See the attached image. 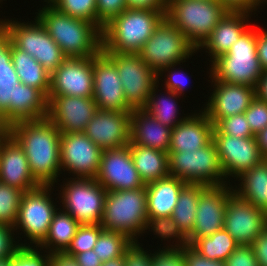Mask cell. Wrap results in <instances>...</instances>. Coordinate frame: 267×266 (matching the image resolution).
<instances>
[{
  "mask_svg": "<svg viewBox=\"0 0 267 266\" xmlns=\"http://www.w3.org/2000/svg\"><path fill=\"white\" fill-rule=\"evenodd\" d=\"M228 184L204 186L199 192L195 222L187 236L191 245L196 239L211 236L224 228L225 208L233 186Z\"/></svg>",
  "mask_w": 267,
  "mask_h": 266,
  "instance_id": "5bb4252c",
  "label": "cell"
},
{
  "mask_svg": "<svg viewBox=\"0 0 267 266\" xmlns=\"http://www.w3.org/2000/svg\"><path fill=\"white\" fill-rule=\"evenodd\" d=\"M2 28H3V19L0 20V29H2Z\"/></svg>",
  "mask_w": 267,
  "mask_h": 266,
  "instance_id": "a7ac6f4b",
  "label": "cell"
},
{
  "mask_svg": "<svg viewBox=\"0 0 267 266\" xmlns=\"http://www.w3.org/2000/svg\"><path fill=\"white\" fill-rule=\"evenodd\" d=\"M139 242L133 244L125 252V266H152V253L144 250ZM147 251V252H146Z\"/></svg>",
  "mask_w": 267,
  "mask_h": 266,
  "instance_id": "f907efd6",
  "label": "cell"
},
{
  "mask_svg": "<svg viewBox=\"0 0 267 266\" xmlns=\"http://www.w3.org/2000/svg\"><path fill=\"white\" fill-rule=\"evenodd\" d=\"M11 43L9 34L4 28L0 29V70L10 69V63H13L11 59Z\"/></svg>",
  "mask_w": 267,
  "mask_h": 266,
  "instance_id": "f5cc1de1",
  "label": "cell"
},
{
  "mask_svg": "<svg viewBox=\"0 0 267 266\" xmlns=\"http://www.w3.org/2000/svg\"><path fill=\"white\" fill-rule=\"evenodd\" d=\"M42 253L35 247H21L10 258L9 266H50L51 254Z\"/></svg>",
  "mask_w": 267,
  "mask_h": 266,
  "instance_id": "7bdbcfd3",
  "label": "cell"
},
{
  "mask_svg": "<svg viewBox=\"0 0 267 266\" xmlns=\"http://www.w3.org/2000/svg\"><path fill=\"white\" fill-rule=\"evenodd\" d=\"M204 186L203 184L187 183L179 193L177 204L171 215L186 236L193 230L199 192Z\"/></svg>",
  "mask_w": 267,
  "mask_h": 266,
  "instance_id": "836d02e7",
  "label": "cell"
},
{
  "mask_svg": "<svg viewBox=\"0 0 267 266\" xmlns=\"http://www.w3.org/2000/svg\"><path fill=\"white\" fill-rule=\"evenodd\" d=\"M152 266H185L184 248H159L152 253Z\"/></svg>",
  "mask_w": 267,
  "mask_h": 266,
  "instance_id": "c3c4849f",
  "label": "cell"
},
{
  "mask_svg": "<svg viewBox=\"0 0 267 266\" xmlns=\"http://www.w3.org/2000/svg\"><path fill=\"white\" fill-rule=\"evenodd\" d=\"M131 112L97 110L85 135L102 150L125 147L130 142Z\"/></svg>",
  "mask_w": 267,
  "mask_h": 266,
  "instance_id": "7402d4cb",
  "label": "cell"
},
{
  "mask_svg": "<svg viewBox=\"0 0 267 266\" xmlns=\"http://www.w3.org/2000/svg\"><path fill=\"white\" fill-rule=\"evenodd\" d=\"M34 19L35 21L30 23L4 19L3 28L18 49L34 57L49 74H52L67 57L40 21L36 17Z\"/></svg>",
  "mask_w": 267,
  "mask_h": 266,
  "instance_id": "30bf717a",
  "label": "cell"
},
{
  "mask_svg": "<svg viewBox=\"0 0 267 266\" xmlns=\"http://www.w3.org/2000/svg\"><path fill=\"white\" fill-rule=\"evenodd\" d=\"M226 266H259L251 245H238L225 261Z\"/></svg>",
  "mask_w": 267,
  "mask_h": 266,
  "instance_id": "681fc988",
  "label": "cell"
},
{
  "mask_svg": "<svg viewBox=\"0 0 267 266\" xmlns=\"http://www.w3.org/2000/svg\"><path fill=\"white\" fill-rule=\"evenodd\" d=\"M0 182L24 192L40 185L30 172L24 150L6 130L0 132Z\"/></svg>",
  "mask_w": 267,
  "mask_h": 266,
  "instance_id": "603a6c76",
  "label": "cell"
},
{
  "mask_svg": "<svg viewBox=\"0 0 267 266\" xmlns=\"http://www.w3.org/2000/svg\"><path fill=\"white\" fill-rule=\"evenodd\" d=\"M14 232V227L0 224V260L13 257L21 247H24L23 243H18L20 240H15Z\"/></svg>",
  "mask_w": 267,
  "mask_h": 266,
  "instance_id": "7dc6e473",
  "label": "cell"
},
{
  "mask_svg": "<svg viewBox=\"0 0 267 266\" xmlns=\"http://www.w3.org/2000/svg\"><path fill=\"white\" fill-rule=\"evenodd\" d=\"M20 83L15 66L0 70V127L6 130L14 123L15 86Z\"/></svg>",
  "mask_w": 267,
  "mask_h": 266,
  "instance_id": "d590c367",
  "label": "cell"
},
{
  "mask_svg": "<svg viewBox=\"0 0 267 266\" xmlns=\"http://www.w3.org/2000/svg\"><path fill=\"white\" fill-rule=\"evenodd\" d=\"M73 259L79 266H102V261L93 250L78 253Z\"/></svg>",
  "mask_w": 267,
  "mask_h": 266,
  "instance_id": "6f0895ef",
  "label": "cell"
},
{
  "mask_svg": "<svg viewBox=\"0 0 267 266\" xmlns=\"http://www.w3.org/2000/svg\"><path fill=\"white\" fill-rule=\"evenodd\" d=\"M169 153L170 176L192 184H229L221 168L213 140L198 150Z\"/></svg>",
  "mask_w": 267,
  "mask_h": 266,
  "instance_id": "9c48e42d",
  "label": "cell"
},
{
  "mask_svg": "<svg viewBox=\"0 0 267 266\" xmlns=\"http://www.w3.org/2000/svg\"><path fill=\"white\" fill-rule=\"evenodd\" d=\"M259 266H267V227L251 244Z\"/></svg>",
  "mask_w": 267,
  "mask_h": 266,
  "instance_id": "db71d44e",
  "label": "cell"
},
{
  "mask_svg": "<svg viewBox=\"0 0 267 266\" xmlns=\"http://www.w3.org/2000/svg\"><path fill=\"white\" fill-rule=\"evenodd\" d=\"M11 59L22 84L39 89L46 97L50 90V76L43 66L27 52L10 44Z\"/></svg>",
  "mask_w": 267,
  "mask_h": 266,
  "instance_id": "f546056e",
  "label": "cell"
},
{
  "mask_svg": "<svg viewBox=\"0 0 267 266\" xmlns=\"http://www.w3.org/2000/svg\"><path fill=\"white\" fill-rule=\"evenodd\" d=\"M48 115L47 97L37 88L22 84L15 86L14 123L43 119Z\"/></svg>",
  "mask_w": 267,
  "mask_h": 266,
  "instance_id": "4dcf8cb0",
  "label": "cell"
},
{
  "mask_svg": "<svg viewBox=\"0 0 267 266\" xmlns=\"http://www.w3.org/2000/svg\"><path fill=\"white\" fill-rule=\"evenodd\" d=\"M175 66L177 65H172L169 67H165L159 74H158V82L161 80L160 77H162V75H164L163 73H167V75L165 74L164 77H167L166 79H164L165 82L164 83V89H168L171 90L173 92H175L178 95H184L183 92H185V83L188 84L187 82V75L183 72V71H177V69L175 68ZM175 69V70H174ZM173 70V71H172ZM177 71V72H176ZM180 72V73H179ZM186 76V77H184Z\"/></svg>",
  "mask_w": 267,
  "mask_h": 266,
  "instance_id": "bcb514c9",
  "label": "cell"
},
{
  "mask_svg": "<svg viewBox=\"0 0 267 266\" xmlns=\"http://www.w3.org/2000/svg\"><path fill=\"white\" fill-rule=\"evenodd\" d=\"M187 183L167 176L145 185L148 217H168L174 212L179 193Z\"/></svg>",
  "mask_w": 267,
  "mask_h": 266,
  "instance_id": "4316f807",
  "label": "cell"
},
{
  "mask_svg": "<svg viewBox=\"0 0 267 266\" xmlns=\"http://www.w3.org/2000/svg\"><path fill=\"white\" fill-rule=\"evenodd\" d=\"M185 266H226L225 262L213 261L196 252L190 245L184 247Z\"/></svg>",
  "mask_w": 267,
  "mask_h": 266,
  "instance_id": "816d5d0a",
  "label": "cell"
},
{
  "mask_svg": "<svg viewBox=\"0 0 267 266\" xmlns=\"http://www.w3.org/2000/svg\"><path fill=\"white\" fill-rule=\"evenodd\" d=\"M228 12L219 0H169L165 17L198 49Z\"/></svg>",
  "mask_w": 267,
  "mask_h": 266,
  "instance_id": "277c9868",
  "label": "cell"
},
{
  "mask_svg": "<svg viewBox=\"0 0 267 266\" xmlns=\"http://www.w3.org/2000/svg\"><path fill=\"white\" fill-rule=\"evenodd\" d=\"M57 0H44L46 2L47 6H53Z\"/></svg>",
  "mask_w": 267,
  "mask_h": 266,
  "instance_id": "003e7915",
  "label": "cell"
},
{
  "mask_svg": "<svg viewBox=\"0 0 267 266\" xmlns=\"http://www.w3.org/2000/svg\"><path fill=\"white\" fill-rule=\"evenodd\" d=\"M52 187L53 184H40L24 192L14 226L16 233L20 229L19 231L24 232V237L30 240V244L26 242L24 247L37 248L48 234L53 216L59 210L50 196L54 190Z\"/></svg>",
  "mask_w": 267,
  "mask_h": 266,
  "instance_id": "ba28073f",
  "label": "cell"
},
{
  "mask_svg": "<svg viewBox=\"0 0 267 266\" xmlns=\"http://www.w3.org/2000/svg\"><path fill=\"white\" fill-rule=\"evenodd\" d=\"M6 131L24 150L34 178L40 184L55 185L62 174L59 151L61 133L57 127L45 117L18 121Z\"/></svg>",
  "mask_w": 267,
  "mask_h": 266,
  "instance_id": "6da1fadb",
  "label": "cell"
},
{
  "mask_svg": "<svg viewBox=\"0 0 267 266\" xmlns=\"http://www.w3.org/2000/svg\"><path fill=\"white\" fill-rule=\"evenodd\" d=\"M53 6L64 14L97 26L96 0H57Z\"/></svg>",
  "mask_w": 267,
  "mask_h": 266,
  "instance_id": "60d3db41",
  "label": "cell"
},
{
  "mask_svg": "<svg viewBox=\"0 0 267 266\" xmlns=\"http://www.w3.org/2000/svg\"><path fill=\"white\" fill-rule=\"evenodd\" d=\"M24 191L0 182V224L15 226Z\"/></svg>",
  "mask_w": 267,
  "mask_h": 266,
  "instance_id": "f35d334b",
  "label": "cell"
},
{
  "mask_svg": "<svg viewBox=\"0 0 267 266\" xmlns=\"http://www.w3.org/2000/svg\"><path fill=\"white\" fill-rule=\"evenodd\" d=\"M47 100V118L60 133L84 132L98 110L92 97L48 95Z\"/></svg>",
  "mask_w": 267,
  "mask_h": 266,
  "instance_id": "d6986e66",
  "label": "cell"
},
{
  "mask_svg": "<svg viewBox=\"0 0 267 266\" xmlns=\"http://www.w3.org/2000/svg\"><path fill=\"white\" fill-rule=\"evenodd\" d=\"M255 137L263 158L267 160V127L256 134Z\"/></svg>",
  "mask_w": 267,
  "mask_h": 266,
  "instance_id": "6125c7cd",
  "label": "cell"
},
{
  "mask_svg": "<svg viewBox=\"0 0 267 266\" xmlns=\"http://www.w3.org/2000/svg\"><path fill=\"white\" fill-rule=\"evenodd\" d=\"M164 17L165 9H125L104 25L101 51L138 53Z\"/></svg>",
  "mask_w": 267,
  "mask_h": 266,
  "instance_id": "3957f363",
  "label": "cell"
},
{
  "mask_svg": "<svg viewBox=\"0 0 267 266\" xmlns=\"http://www.w3.org/2000/svg\"><path fill=\"white\" fill-rule=\"evenodd\" d=\"M159 85L158 82L152 89L147 104L143 109L151 114L158 122L172 129L185 120L189 115L178 117L181 113H179V110L177 109V99L181 96L168 89L165 90L167 91L165 94L160 92V96L157 94L158 91H160L158 89Z\"/></svg>",
  "mask_w": 267,
  "mask_h": 266,
  "instance_id": "d6a6232c",
  "label": "cell"
},
{
  "mask_svg": "<svg viewBox=\"0 0 267 266\" xmlns=\"http://www.w3.org/2000/svg\"><path fill=\"white\" fill-rule=\"evenodd\" d=\"M127 8L126 0H96L97 27L102 31L104 25Z\"/></svg>",
  "mask_w": 267,
  "mask_h": 266,
  "instance_id": "ee69618b",
  "label": "cell"
},
{
  "mask_svg": "<svg viewBox=\"0 0 267 266\" xmlns=\"http://www.w3.org/2000/svg\"><path fill=\"white\" fill-rule=\"evenodd\" d=\"M267 227V212L238 197L229 196L225 208L224 229L238 245H251Z\"/></svg>",
  "mask_w": 267,
  "mask_h": 266,
  "instance_id": "e0dca14e",
  "label": "cell"
},
{
  "mask_svg": "<svg viewBox=\"0 0 267 266\" xmlns=\"http://www.w3.org/2000/svg\"><path fill=\"white\" fill-rule=\"evenodd\" d=\"M257 56L263 71L267 70V29L256 27Z\"/></svg>",
  "mask_w": 267,
  "mask_h": 266,
  "instance_id": "11a10c76",
  "label": "cell"
},
{
  "mask_svg": "<svg viewBox=\"0 0 267 266\" xmlns=\"http://www.w3.org/2000/svg\"><path fill=\"white\" fill-rule=\"evenodd\" d=\"M197 48L166 17L157 25L138 54L157 75L172 65L183 64Z\"/></svg>",
  "mask_w": 267,
  "mask_h": 266,
  "instance_id": "52a82bcc",
  "label": "cell"
},
{
  "mask_svg": "<svg viewBox=\"0 0 267 266\" xmlns=\"http://www.w3.org/2000/svg\"><path fill=\"white\" fill-rule=\"evenodd\" d=\"M103 53L116 66L127 104L132 109H143L152 89L158 83V75L138 53Z\"/></svg>",
  "mask_w": 267,
  "mask_h": 266,
  "instance_id": "7c38bea8",
  "label": "cell"
},
{
  "mask_svg": "<svg viewBox=\"0 0 267 266\" xmlns=\"http://www.w3.org/2000/svg\"><path fill=\"white\" fill-rule=\"evenodd\" d=\"M10 258L0 260V266H9Z\"/></svg>",
  "mask_w": 267,
  "mask_h": 266,
  "instance_id": "03108f58",
  "label": "cell"
},
{
  "mask_svg": "<svg viewBox=\"0 0 267 266\" xmlns=\"http://www.w3.org/2000/svg\"><path fill=\"white\" fill-rule=\"evenodd\" d=\"M212 134H225L238 138L255 137L244 113L220 119L214 125Z\"/></svg>",
  "mask_w": 267,
  "mask_h": 266,
  "instance_id": "b9f144b4",
  "label": "cell"
},
{
  "mask_svg": "<svg viewBox=\"0 0 267 266\" xmlns=\"http://www.w3.org/2000/svg\"><path fill=\"white\" fill-rule=\"evenodd\" d=\"M225 179L237 178L244 171L261 163L264 158L256 137L238 138L225 134H212Z\"/></svg>",
  "mask_w": 267,
  "mask_h": 266,
  "instance_id": "9a60e30c",
  "label": "cell"
},
{
  "mask_svg": "<svg viewBox=\"0 0 267 266\" xmlns=\"http://www.w3.org/2000/svg\"><path fill=\"white\" fill-rule=\"evenodd\" d=\"M213 92L203 111L215 125L220 119L244 113L255 99V88L247 85L221 82L209 75Z\"/></svg>",
  "mask_w": 267,
  "mask_h": 266,
  "instance_id": "44dd1931",
  "label": "cell"
},
{
  "mask_svg": "<svg viewBox=\"0 0 267 266\" xmlns=\"http://www.w3.org/2000/svg\"><path fill=\"white\" fill-rule=\"evenodd\" d=\"M255 1V12L257 11V9H259V6H263L262 4H267L266 0H254Z\"/></svg>",
  "mask_w": 267,
  "mask_h": 266,
  "instance_id": "e7e4bbea",
  "label": "cell"
},
{
  "mask_svg": "<svg viewBox=\"0 0 267 266\" xmlns=\"http://www.w3.org/2000/svg\"><path fill=\"white\" fill-rule=\"evenodd\" d=\"M133 242L134 241L124 233L103 229L98 236L93 251L102 262H106L110 259L123 256Z\"/></svg>",
  "mask_w": 267,
  "mask_h": 266,
  "instance_id": "8d00e7d4",
  "label": "cell"
},
{
  "mask_svg": "<svg viewBox=\"0 0 267 266\" xmlns=\"http://www.w3.org/2000/svg\"><path fill=\"white\" fill-rule=\"evenodd\" d=\"M68 179L61 185L62 192H59L62 210L81 225L100 224L107 190L92 178Z\"/></svg>",
  "mask_w": 267,
  "mask_h": 266,
  "instance_id": "8fae6325",
  "label": "cell"
},
{
  "mask_svg": "<svg viewBox=\"0 0 267 266\" xmlns=\"http://www.w3.org/2000/svg\"><path fill=\"white\" fill-rule=\"evenodd\" d=\"M251 12L229 11L212 30L211 35L197 49L207 50L212 63L216 58L226 54L232 44L251 26ZM209 51V52H208Z\"/></svg>",
  "mask_w": 267,
  "mask_h": 266,
  "instance_id": "d4e9b609",
  "label": "cell"
},
{
  "mask_svg": "<svg viewBox=\"0 0 267 266\" xmlns=\"http://www.w3.org/2000/svg\"><path fill=\"white\" fill-rule=\"evenodd\" d=\"M93 99L99 110L131 112L114 63L100 51L93 57Z\"/></svg>",
  "mask_w": 267,
  "mask_h": 266,
  "instance_id": "ffe728a7",
  "label": "cell"
},
{
  "mask_svg": "<svg viewBox=\"0 0 267 266\" xmlns=\"http://www.w3.org/2000/svg\"><path fill=\"white\" fill-rule=\"evenodd\" d=\"M102 230L103 228L100 224L80 225L70 245L63 254L73 258L78 253L93 250Z\"/></svg>",
  "mask_w": 267,
  "mask_h": 266,
  "instance_id": "ab89813d",
  "label": "cell"
},
{
  "mask_svg": "<svg viewBox=\"0 0 267 266\" xmlns=\"http://www.w3.org/2000/svg\"><path fill=\"white\" fill-rule=\"evenodd\" d=\"M244 115L254 135L267 127V103L258 100L256 97L245 110Z\"/></svg>",
  "mask_w": 267,
  "mask_h": 266,
  "instance_id": "f6af8a7d",
  "label": "cell"
},
{
  "mask_svg": "<svg viewBox=\"0 0 267 266\" xmlns=\"http://www.w3.org/2000/svg\"><path fill=\"white\" fill-rule=\"evenodd\" d=\"M50 266H79L76 261L63 253L51 254Z\"/></svg>",
  "mask_w": 267,
  "mask_h": 266,
  "instance_id": "94428289",
  "label": "cell"
},
{
  "mask_svg": "<svg viewBox=\"0 0 267 266\" xmlns=\"http://www.w3.org/2000/svg\"><path fill=\"white\" fill-rule=\"evenodd\" d=\"M59 209L53 216L46 238L38 246L40 251L45 249V252L49 254L63 253L81 225L69 213L60 207Z\"/></svg>",
  "mask_w": 267,
  "mask_h": 266,
  "instance_id": "1f68e13d",
  "label": "cell"
},
{
  "mask_svg": "<svg viewBox=\"0 0 267 266\" xmlns=\"http://www.w3.org/2000/svg\"><path fill=\"white\" fill-rule=\"evenodd\" d=\"M128 8L165 9L164 0H126Z\"/></svg>",
  "mask_w": 267,
  "mask_h": 266,
  "instance_id": "680465c9",
  "label": "cell"
},
{
  "mask_svg": "<svg viewBox=\"0 0 267 266\" xmlns=\"http://www.w3.org/2000/svg\"><path fill=\"white\" fill-rule=\"evenodd\" d=\"M210 64L215 80L255 88L263 72L257 56L256 27H249L226 54Z\"/></svg>",
  "mask_w": 267,
  "mask_h": 266,
  "instance_id": "5b68a950",
  "label": "cell"
},
{
  "mask_svg": "<svg viewBox=\"0 0 267 266\" xmlns=\"http://www.w3.org/2000/svg\"><path fill=\"white\" fill-rule=\"evenodd\" d=\"M128 147L144 184L170 175L169 153L129 142Z\"/></svg>",
  "mask_w": 267,
  "mask_h": 266,
  "instance_id": "83f0119b",
  "label": "cell"
},
{
  "mask_svg": "<svg viewBox=\"0 0 267 266\" xmlns=\"http://www.w3.org/2000/svg\"><path fill=\"white\" fill-rule=\"evenodd\" d=\"M256 98L267 103V70L263 71L255 87Z\"/></svg>",
  "mask_w": 267,
  "mask_h": 266,
  "instance_id": "91938a15",
  "label": "cell"
},
{
  "mask_svg": "<svg viewBox=\"0 0 267 266\" xmlns=\"http://www.w3.org/2000/svg\"><path fill=\"white\" fill-rule=\"evenodd\" d=\"M171 128L158 122L144 109H133L130 118V142L167 152Z\"/></svg>",
  "mask_w": 267,
  "mask_h": 266,
  "instance_id": "484cf974",
  "label": "cell"
},
{
  "mask_svg": "<svg viewBox=\"0 0 267 266\" xmlns=\"http://www.w3.org/2000/svg\"><path fill=\"white\" fill-rule=\"evenodd\" d=\"M146 188L107 191L100 226L126 234L134 242L146 226ZM138 235V236H137Z\"/></svg>",
  "mask_w": 267,
  "mask_h": 266,
  "instance_id": "8992f818",
  "label": "cell"
},
{
  "mask_svg": "<svg viewBox=\"0 0 267 266\" xmlns=\"http://www.w3.org/2000/svg\"><path fill=\"white\" fill-rule=\"evenodd\" d=\"M102 266H125V253L119 258L110 259L109 261L102 262Z\"/></svg>",
  "mask_w": 267,
  "mask_h": 266,
  "instance_id": "be15d7a7",
  "label": "cell"
},
{
  "mask_svg": "<svg viewBox=\"0 0 267 266\" xmlns=\"http://www.w3.org/2000/svg\"><path fill=\"white\" fill-rule=\"evenodd\" d=\"M151 229V230H150ZM146 230V231H145ZM147 230L152 231L154 235L162 240H167L168 238L175 241L174 245H167L162 247V249H183L188 243V237L181 231L177 223L173 220L171 216L168 217H148L146 226L144 229V234ZM166 247V248H165Z\"/></svg>",
  "mask_w": 267,
  "mask_h": 266,
  "instance_id": "74e56055",
  "label": "cell"
},
{
  "mask_svg": "<svg viewBox=\"0 0 267 266\" xmlns=\"http://www.w3.org/2000/svg\"><path fill=\"white\" fill-rule=\"evenodd\" d=\"M43 6L35 17L66 57H94L102 50V33L94 23Z\"/></svg>",
  "mask_w": 267,
  "mask_h": 266,
  "instance_id": "7a4b0ae2",
  "label": "cell"
},
{
  "mask_svg": "<svg viewBox=\"0 0 267 266\" xmlns=\"http://www.w3.org/2000/svg\"><path fill=\"white\" fill-rule=\"evenodd\" d=\"M95 180L107 191L133 190L145 187L127 146L102 151Z\"/></svg>",
  "mask_w": 267,
  "mask_h": 266,
  "instance_id": "2e32d148",
  "label": "cell"
},
{
  "mask_svg": "<svg viewBox=\"0 0 267 266\" xmlns=\"http://www.w3.org/2000/svg\"><path fill=\"white\" fill-rule=\"evenodd\" d=\"M220 3L232 12H255L254 0H219Z\"/></svg>",
  "mask_w": 267,
  "mask_h": 266,
  "instance_id": "9f6ffc18",
  "label": "cell"
},
{
  "mask_svg": "<svg viewBox=\"0 0 267 266\" xmlns=\"http://www.w3.org/2000/svg\"><path fill=\"white\" fill-rule=\"evenodd\" d=\"M93 57H67L50 76L48 95L93 97Z\"/></svg>",
  "mask_w": 267,
  "mask_h": 266,
  "instance_id": "ac0fdd59",
  "label": "cell"
},
{
  "mask_svg": "<svg viewBox=\"0 0 267 266\" xmlns=\"http://www.w3.org/2000/svg\"><path fill=\"white\" fill-rule=\"evenodd\" d=\"M59 151L61 171L72 173L73 178L95 179L103 150L84 132L61 133Z\"/></svg>",
  "mask_w": 267,
  "mask_h": 266,
  "instance_id": "4fadbf2b",
  "label": "cell"
},
{
  "mask_svg": "<svg viewBox=\"0 0 267 266\" xmlns=\"http://www.w3.org/2000/svg\"><path fill=\"white\" fill-rule=\"evenodd\" d=\"M236 180L240 184L233 192L243 200L267 212V160H263L250 170L244 171Z\"/></svg>",
  "mask_w": 267,
  "mask_h": 266,
  "instance_id": "f1b7e54d",
  "label": "cell"
},
{
  "mask_svg": "<svg viewBox=\"0 0 267 266\" xmlns=\"http://www.w3.org/2000/svg\"><path fill=\"white\" fill-rule=\"evenodd\" d=\"M214 125L202 110L191 113L171 129L168 152H184L201 149L212 140Z\"/></svg>",
  "mask_w": 267,
  "mask_h": 266,
  "instance_id": "cb8c5ba5",
  "label": "cell"
},
{
  "mask_svg": "<svg viewBox=\"0 0 267 266\" xmlns=\"http://www.w3.org/2000/svg\"><path fill=\"white\" fill-rule=\"evenodd\" d=\"M207 259L225 262L238 246L234 238L224 229L211 236L198 238L190 245Z\"/></svg>",
  "mask_w": 267,
  "mask_h": 266,
  "instance_id": "e575fe53",
  "label": "cell"
}]
</instances>
